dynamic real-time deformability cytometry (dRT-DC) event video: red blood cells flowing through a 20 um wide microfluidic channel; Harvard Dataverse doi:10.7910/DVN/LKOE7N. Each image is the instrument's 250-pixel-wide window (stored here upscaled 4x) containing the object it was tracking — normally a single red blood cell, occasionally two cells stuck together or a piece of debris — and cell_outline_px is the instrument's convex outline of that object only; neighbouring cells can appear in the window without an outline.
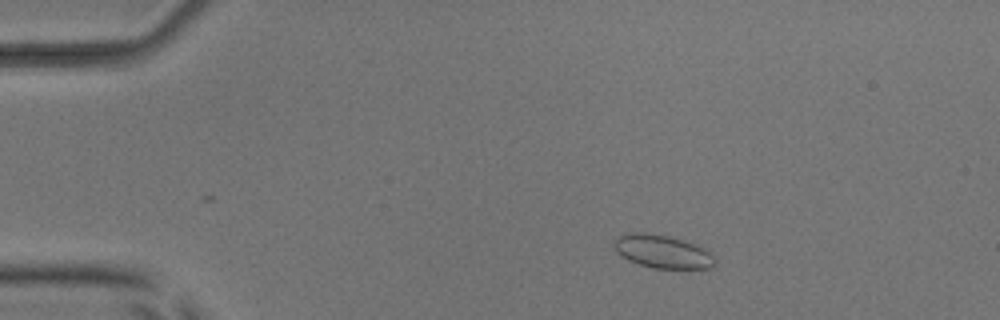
{"species": "common noctule bat (a hibernating species)", "species_latin": "Nyctalus noctula", "temperature_condition": "room temperature", "stored_images_in_passage": 40, "camera_frame_rate_fps": 3000, "um_per_image_px": 0.085, "animal": {"sex": "male", "body_mass_g": 17.9, "forearm_length_mm": 54.2}, "frame": {"image": 1, "passage_image": 2, "time_ms": 0.333, "image_size_px": [1000, 320], "cell_outline_px": [[716, 264], [712, 268], [688, 272], [652, 268], [628, 260], [616, 252], [612, 244], [620, 236], [632, 232], [644, 232], [668, 236], [700, 244], [716, 260]], "centroid_in_image_um": [56.41, 21.44], "position_along_channel_um": 28.6, "area_um2": 20.4}}
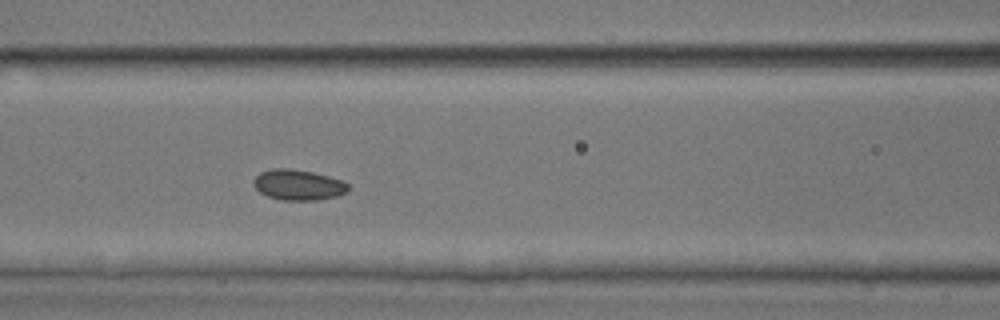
{"frame": {"image": 2, "passage_image": 16, "time_ms": 5.0, "image_size_px": [1000, 320], "cell_outline_px": [[348, 192], [336, 196], [316, 200], [280, 200], [268, 196], [260, 192], [252, 184], [252, 180], [260, 172], [272, 168], [288, 168], [312, 172], [328, 176], [340, 180], [348, 184]], "centroid_in_image_um": [25.31, 15.71], "position_along_channel_um": 141.3, "area_um2": 16.82}}
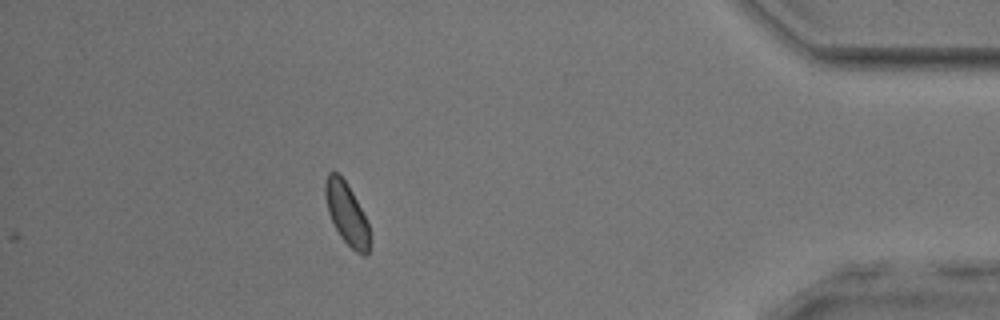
{"frame": {"image": 3, "passage_image": 40, "time_ms": 13.0, "image_size_px": [1000, 320], "cell_outline_px": [[372, 240], [368, 256], [364, 256], [356, 252], [340, 236], [328, 212], [324, 196], [324, 180], [328, 172], [336, 172], [344, 180], [352, 192], [368, 224], [372, 236]], "centroid_in_image_um": [29.48, 18.2], "position_along_channel_um": 405.7, "area_um2": 16.13}, "authors_computed_cell_mechanics": {"area_um2": 16.6464, "velocity_mm_per_s": 3.8779, "shape_relaxation_time_tau1_ms": 4.0632, "shape_relaxation_time_tau2_ms": 2.2119, "deformation_change_tau1": 0.0403, "deformation_change_tau2": 0.0583}}